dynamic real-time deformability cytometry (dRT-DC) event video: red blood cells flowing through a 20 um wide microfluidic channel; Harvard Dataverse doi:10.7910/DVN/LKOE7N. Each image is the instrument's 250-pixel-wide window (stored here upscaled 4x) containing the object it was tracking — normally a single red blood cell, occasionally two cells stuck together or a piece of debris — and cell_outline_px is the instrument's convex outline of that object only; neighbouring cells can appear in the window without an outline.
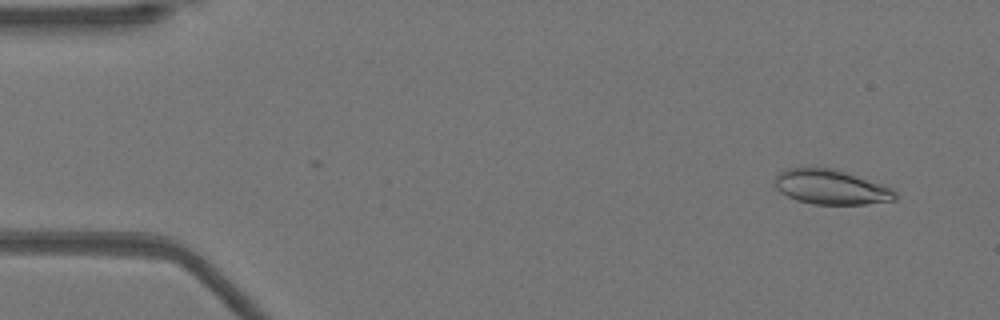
{"species": "Egyptian fruit bat (a non-hibernating species)", "species_latin": "Rousettus aegyptiacus", "temperature_condition": "warm", "stored_images_in_passage": 24, "camera_frame_rate_fps": 3000, "um_per_image_px": 0.085, "animal": {"sex": "female"}, "frame": {"image": 1, "passage_image": 4, "time_ms": 1.0, "image_size_px": [1000, 320], "cell_outline_px": [[896, 200], [864, 204], [812, 204], [796, 200], [780, 192], [776, 188], [776, 176], [780, 172], [788, 168], [840, 168], [884, 184], [892, 188], [896, 192]], "centroid_in_image_um": [70.7, 15.89], "position_along_channel_um": 14.3, "area_um2": 24.68}}
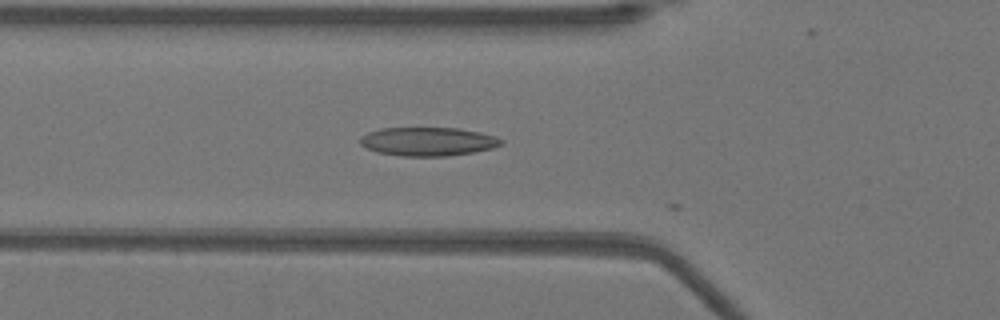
{"frame": {"image": 2, "passage_image": 18, "time_ms": 5.667, "image_size_px": [1000, 320], "cell_outline_px": [[504, 140], [500, 144], [492, 148], [472, 152], [448, 156], [404, 156], [376, 152], [360, 144], [360, 136], [368, 132], [380, 128], [456, 128], [480, 132], [496, 136]], "centroid_in_image_um": [36.36, 12.02], "position_along_channel_um": 89.4, "area_um2": 23.47}}
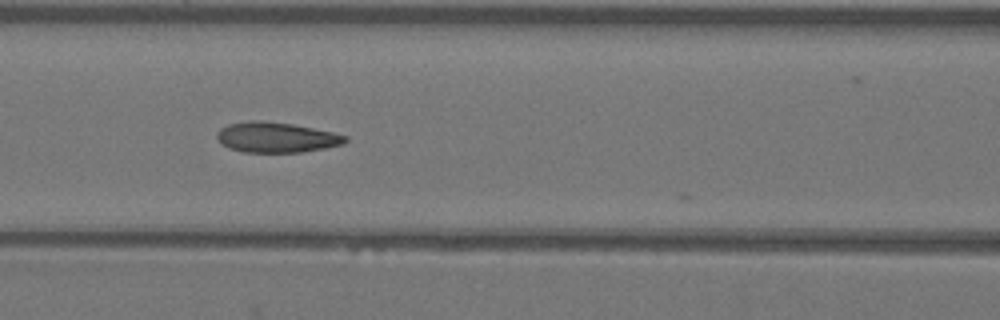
{"frame": {"image": 3, "passage_image": 22, "time_ms": 7.0, "image_size_px": [1000, 320], "cell_outline_px": [[348, 140], [344, 144], [324, 148], [300, 152], [244, 152], [228, 148], [220, 144], [216, 136], [216, 132], [220, 128], [228, 124], [252, 120], [264, 120], [292, 124], [332, 132], [348, 136]], "centroid_in_image_um": [23.45, 11.67], "position_along_channel_um": 143.2, "area_um2": 22.77}}